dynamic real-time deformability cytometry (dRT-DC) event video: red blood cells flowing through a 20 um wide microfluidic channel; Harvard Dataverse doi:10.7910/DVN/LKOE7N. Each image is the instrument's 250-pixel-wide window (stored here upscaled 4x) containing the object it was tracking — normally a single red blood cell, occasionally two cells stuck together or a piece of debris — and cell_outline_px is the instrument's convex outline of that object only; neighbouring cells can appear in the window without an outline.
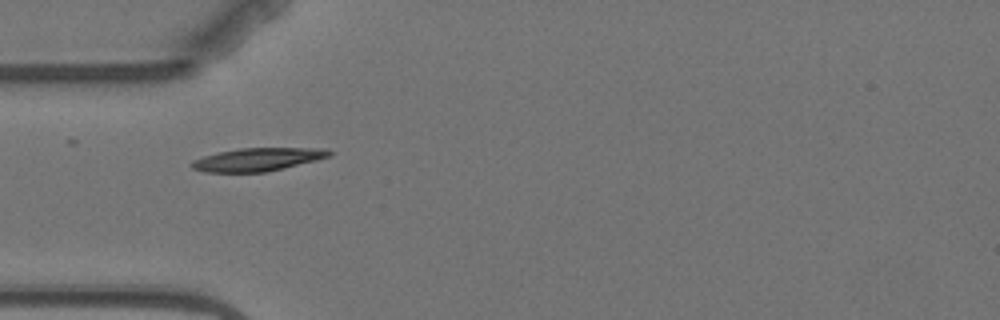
{"species": "Egyptian fruit bat (a non-hibernating species)", "species_latin": "Rousettus aegyptiacus", "temperature_condition": "warm", "stored_images_in_passage": 3, "camera_frame_rate_fps": 3000, "um_per_image_px": 0.085, "animal": {"sex": "female"}, "frame": {"image": 1, "passage_image": 1, "time_ms": 0.0, "image_size_px": [1000, 320], "cell_outline_px": [[332, 156], [284, 168], [264, 172], [204, 172], [192, 168], [192, 160], [204, 156], [220, 152], [240, 148], [328, 148], [332, 152]], "centroid_in_image_um": [21.94, 13.55], "position_along_channel_um": 63.1, "area_um2": 18.44}}
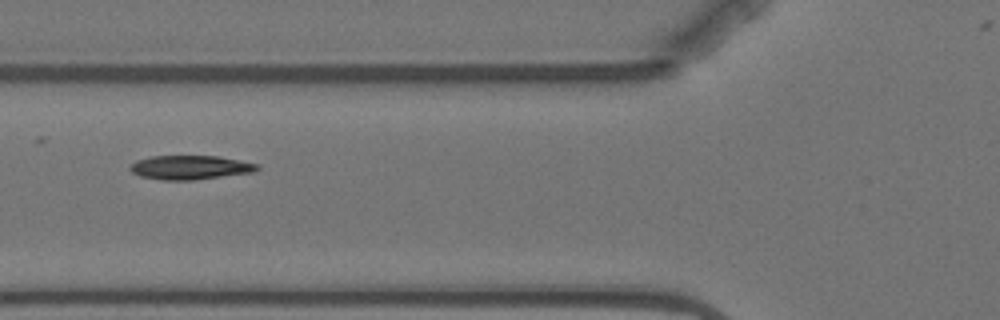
{"frame": {"image": 2, "passage_image": 2, "time_ms": 1.333, "image_size_px": [1000, 320], "cell_outline_px": [[260, 168], [256, 172], [192, 180], [164, 180], [140, 176], [132, 172], [128, 168], [136, 160], [152, 156], [216, 156], [260, 164]], "centroid_in_image_um": [16.19, 14.23], "position_along_channel_um": 109.6, "area_um2": 17.8}}
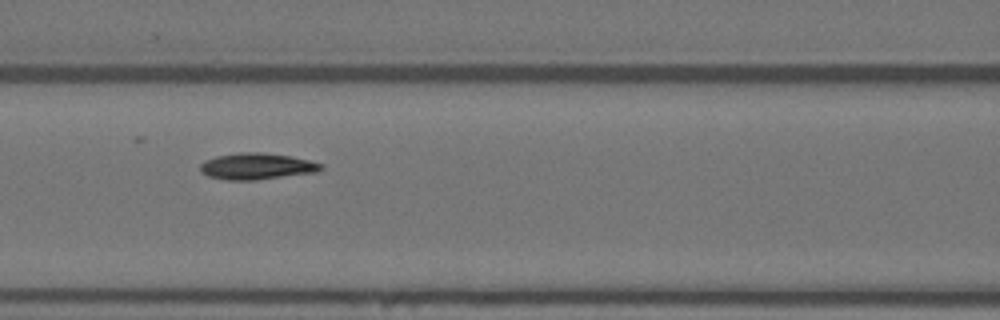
{"frame": {"image": 3, "passage_image": 3, "time_ms": 2.333, "image_size_px": [1000, 320], "cell_outline_px": [[324, 168], [316, 172], [256, 180], [228, 180], [208, 176], [200, 172], [200, 164], [204, 160], [216, 156], [240, 152], [260, 152], [288, 156], [308, 160], [324, 164]], "centroid_in_image_um": [21.8, 14.13], "position_along_channel_um": 144.8, "area_um2": 18.55}}